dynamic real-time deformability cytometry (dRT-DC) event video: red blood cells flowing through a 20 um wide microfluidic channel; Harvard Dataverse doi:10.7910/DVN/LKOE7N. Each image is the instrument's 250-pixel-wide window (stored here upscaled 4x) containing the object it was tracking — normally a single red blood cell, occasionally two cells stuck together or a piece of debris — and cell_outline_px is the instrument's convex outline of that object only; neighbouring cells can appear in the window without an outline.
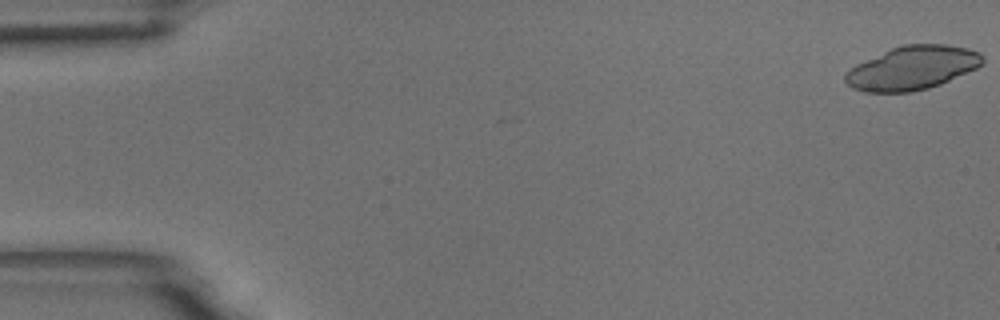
{"species": "common noctule bat (a hibernating species)", "species_latin": "Nyctalus noctula", "temperature_condition": "room temperature", "stored_images_in_passage": 25, "camera_frame_rate_fps": 3000, "um_per_image_px": 0.085, "animal": {"sex": "male", "body_mass_g": 18.8}, "frame": {"image": 1, "passage_image": 1, "time_ms": 0.0, "image_size_px": [1000, 320], "cell_outline_px": [[984, 60], [976, 68], [940, 84], [928, 88], [912, 92], [864, 92], [852, 88], [844, 80], [844, 72], [856, 64], [892, 48], [904, 44], [948, 44], [968, 48], [980, 52], [984, 56]], "centroid_in_image_um": [77.53, 5.77], "position_along_channel_um": 7.5, "area_um2": 34.91}}